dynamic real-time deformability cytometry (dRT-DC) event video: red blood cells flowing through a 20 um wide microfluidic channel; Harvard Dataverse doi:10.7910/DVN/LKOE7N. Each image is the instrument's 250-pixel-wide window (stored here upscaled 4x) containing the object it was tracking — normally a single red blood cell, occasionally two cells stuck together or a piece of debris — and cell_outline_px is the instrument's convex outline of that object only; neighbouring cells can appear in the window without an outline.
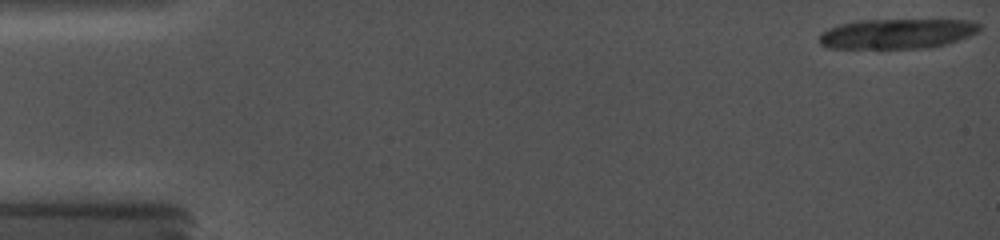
{"species": "common noctule bat (a hibernating species)", "species_latin": "Nyctalus noctula", "temperature_condition": "cold", "stored_images_in_passage": 7, "camera_frame_rate_fps": 5000, "um_per_image_px": 0.085, "animal": {"sex": "female", "body_mass_g": 19.0, "forearm_length_mm": 56.7}, "frame": {"image": 1, "passage_image": 1, "time_ms": 0.0, "image_size_px": [1000, 240], "cell_outline_px": [[980, 32], [944, 44], [928, 48], [828, 48], [820, 44], [820, 32], [828, 28], [840, 24], [860, 20], [968, 20], [980, 24]], "centroid_in_image_um": [76.23, 2.86], "position_along_channel_um": 8.8, "area_um2": 27.86}}